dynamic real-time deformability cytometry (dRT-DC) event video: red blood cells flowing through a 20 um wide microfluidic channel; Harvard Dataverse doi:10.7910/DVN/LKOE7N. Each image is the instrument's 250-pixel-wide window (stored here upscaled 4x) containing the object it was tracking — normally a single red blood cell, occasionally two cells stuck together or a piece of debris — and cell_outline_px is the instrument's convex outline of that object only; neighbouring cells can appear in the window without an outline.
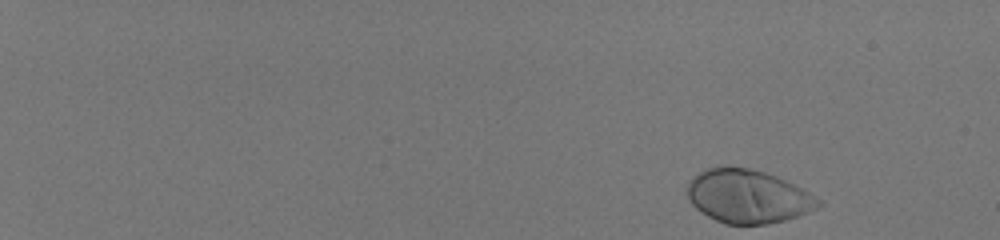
{"species": "human", "species_latin": "Homo sapiens", "temperature_condition": "room temperature", "stored_images_in_passage": 13, "camera_frame_rate_fps": 3000, "um_per_image_px": 0.085, "donor": {"sex": "male"}, "frame": {"image": 1, "passage_image": 1, "time_ms": 0.0, "image_size_px": [1000, 240], "cell_outline_px": [[824, 204], [808, 212], [784, 220], [768, 224], [724, 224], [708, 216], [696, 208], [688, 200], [688, 184], [704, 168], [716, 164], [724, 164], [748, 168], [764, 172], [776, 176], [808, 192], [820, 200]], "centroid_in_image_um": [63.53, 16.67], "position_along_channel_um": 21.5, "area_um2": 40.86}}